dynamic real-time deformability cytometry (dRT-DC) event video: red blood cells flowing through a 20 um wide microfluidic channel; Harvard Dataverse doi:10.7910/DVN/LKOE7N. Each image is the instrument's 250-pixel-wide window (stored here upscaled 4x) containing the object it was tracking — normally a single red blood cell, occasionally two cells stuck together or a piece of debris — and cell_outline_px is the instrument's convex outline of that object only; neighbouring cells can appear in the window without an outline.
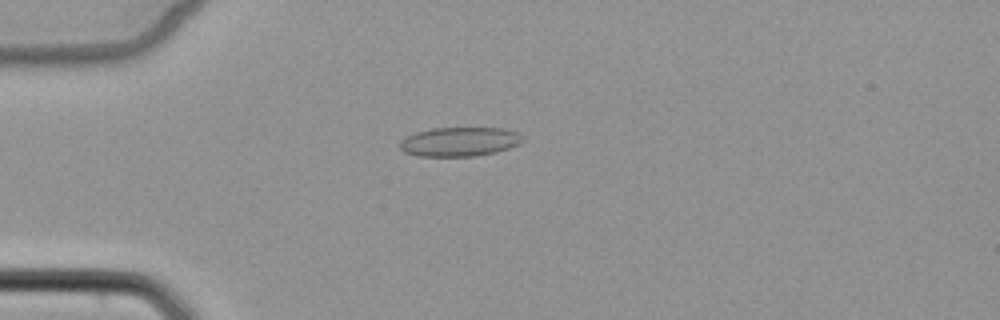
{"species": "common noctule bat (a hibernating species)", "species_latin": "Nyctalus noctula", "temperature_condition": "cold", "stored_images_in_passage": 2, "camera_frame_rate_fps": 3000, "um_per_image_px": 0.085, "animal": {"sex": "female", "body_mass_g": 22.7, "forearm_length_mm": 54.2}, "frame": {"image": 1, "passage_image": 2, "time_ms": 1.333, "image_size_px": [1000, 320], "cell_outline_px": [[524, 140], [520, 144], [496, 152], [476, 156], [420, 156], [404, 152], [400, 148], [400, 140], [416, 132], [432, 128], [504, 128], [516, 132], [524, 136]], "centroid_in_image_um": [39.09, 12.04], "position_along_channel_um": 45.9, "area_um2": 20.92}}